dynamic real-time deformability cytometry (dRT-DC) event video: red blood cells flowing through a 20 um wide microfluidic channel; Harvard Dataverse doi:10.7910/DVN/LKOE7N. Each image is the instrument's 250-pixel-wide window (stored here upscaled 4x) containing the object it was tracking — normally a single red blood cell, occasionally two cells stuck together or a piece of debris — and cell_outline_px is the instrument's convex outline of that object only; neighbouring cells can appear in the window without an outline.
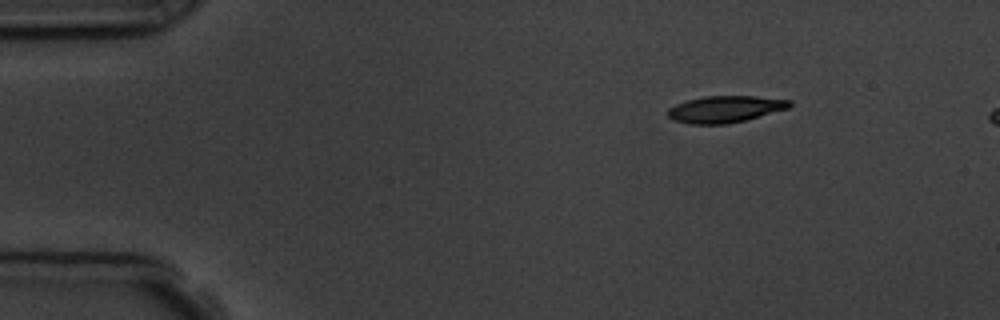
{"species": "common noctule bat (a hibernating species)", "species_latin": "Nyctalus noctula", "temperature_condition": "room temperature", "stored_images_in_passage": 5, "segment_of_instrument_passage": [2, 2], "camera_frame_rate_fps": 3000, "um_per_image_px": 0.085, "animal": {"sex": "male", "body_mass_g": 19.5, "forearm_length_mm": 54.6}, "frame": {"image": 1, "passage_image": 5, "time_ms": 6.0, "image_size_px": [1000, 320], "cell_outline_px": [[792, 104], [788, 108], [744, 120], [728, 124], [688, 124], [672, 120], [668, 116], [668, 108], [676, 104], [688, 100], [704, 96], [756, 96], [792, 100]], "centroid_in_image_um": [61.61, 9.27], "position_along_channel_um": 23.4, "area_um2": 18.9}}